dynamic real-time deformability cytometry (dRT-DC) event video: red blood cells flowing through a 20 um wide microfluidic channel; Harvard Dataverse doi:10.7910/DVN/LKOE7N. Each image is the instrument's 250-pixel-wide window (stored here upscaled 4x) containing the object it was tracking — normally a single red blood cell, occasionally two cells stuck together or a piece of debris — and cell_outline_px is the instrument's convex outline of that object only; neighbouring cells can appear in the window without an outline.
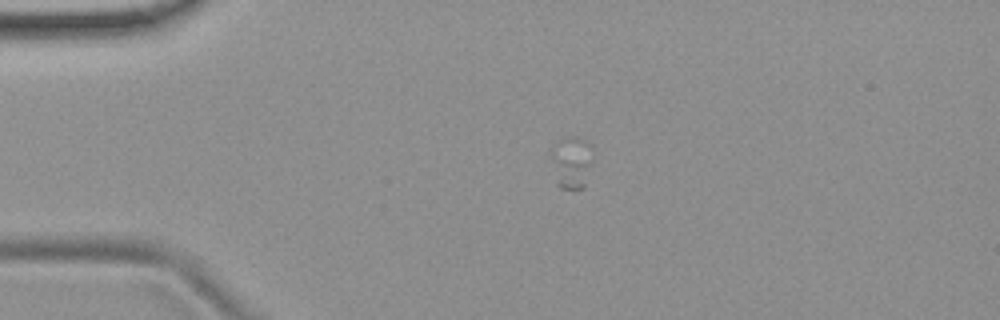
{"species": "common noctule bat (a hibernating species)", "species_latin": "Nyctalus noctula", "temperature_condition": "room temperature", "stored_images_in_passage": 2, "camera_frame_rate_fps": 3000, "um_per_image_px": 0.085, "animal": {"sex": "female", "body_mass_g": 19.9}, "frame": {"image": 1, "passage_image": 1, "time_ms": 0.0, "image_size_px": [1000, 320], "cell_outline_px": [[592, 144], [584, 188], [560, 188], [556, 184], [552, 156], [552, 152], [556, 144], [560, 140], [572, 136], [584, 140]], "centroid_in_image_um": [48.56, 13.8], "position_along_channel_um": 36.4, "area_um2": 11.96}}